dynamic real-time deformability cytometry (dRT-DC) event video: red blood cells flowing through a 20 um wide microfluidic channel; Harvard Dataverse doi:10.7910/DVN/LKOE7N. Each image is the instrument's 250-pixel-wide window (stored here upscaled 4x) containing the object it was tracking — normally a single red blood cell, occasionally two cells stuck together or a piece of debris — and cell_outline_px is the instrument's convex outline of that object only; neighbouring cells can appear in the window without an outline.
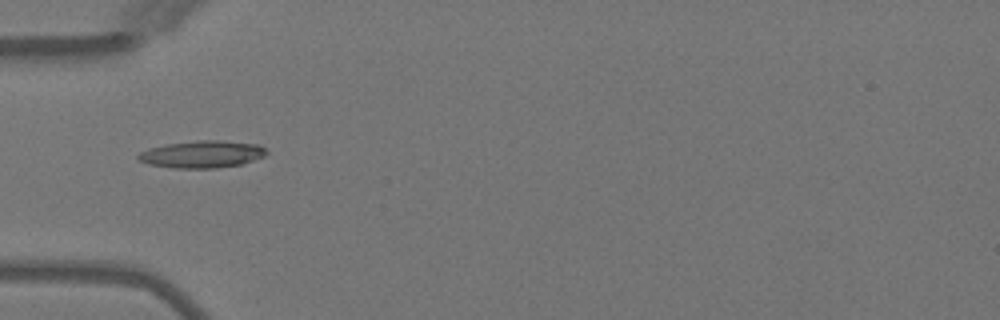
{"species": "Egyptian fruit bat (a non-hibernating species)", "species_latin": "Rousettus aegyptiacus", "temperature_condition": "warm", "stored_images_in_passage": 1, "camera_frame_rate_fps": 3000, "um_per_image_px": 0.085, "animal": {"sex": "female"}, "frame": {"image": 1, "passage_image": 1, "time_ms": 0.0, "image_size_px": [1000, 320], "cell_outline_px": [[268, 152], [264, 156], [240, 164], [216, 168], [172, 168], [148, 164], [136, 160], [136, 156], [140, 152], [148, 148], [164, 144], [200, 140], [216, 140], [260, 144]], "centroid_in_image_um": [17.12, 13.11], "position_along_channel_um": 67.9, "area_um2": 20.4}}